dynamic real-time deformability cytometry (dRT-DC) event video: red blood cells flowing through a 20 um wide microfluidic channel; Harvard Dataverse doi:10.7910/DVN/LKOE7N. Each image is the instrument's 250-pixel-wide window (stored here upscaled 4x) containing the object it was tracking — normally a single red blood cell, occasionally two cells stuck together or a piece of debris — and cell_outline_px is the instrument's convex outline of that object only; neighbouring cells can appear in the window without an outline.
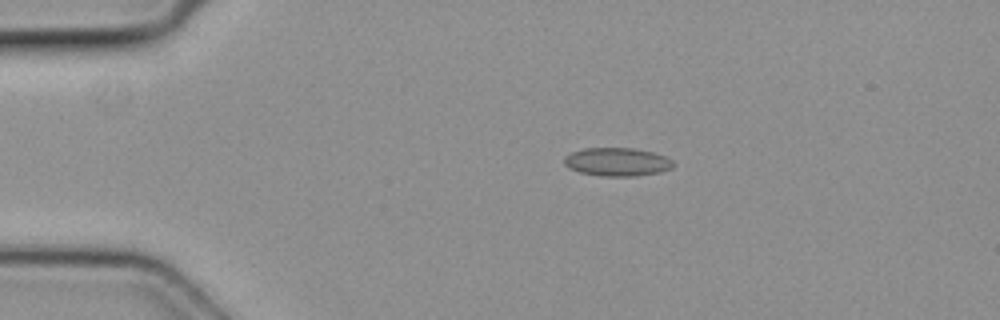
{"species": "common noctule bat (a hibernating species)", "species_latin": "Nyctalus noctula", "temperature_condition": "cold", "stored_images_in_passage": 3, "camera_frame_rate_fps": 3000, "um_per_image_px": 0.085, "animal": {"sex": "female", "body_mass_g": 19.3, "forearm_length_mm": 54.1}, "frame": {"image": 1, "passage_image": 2, "time_ms": 0.333, "image_size_px": [1000, 320], "cell_outline_px": [[672, 168], [660, 172], [636, 176], [600, 176], [580, 172], [568, 168], [564, 164], [564, 156], [572, 152], [584, 148], [636, 148], [652, 152], [664, 156], [672, 160]], "centroid_in_image_um": [52.43, 13.76], "position_along_channel_um": 32.6, "area_um2": 18.03}}